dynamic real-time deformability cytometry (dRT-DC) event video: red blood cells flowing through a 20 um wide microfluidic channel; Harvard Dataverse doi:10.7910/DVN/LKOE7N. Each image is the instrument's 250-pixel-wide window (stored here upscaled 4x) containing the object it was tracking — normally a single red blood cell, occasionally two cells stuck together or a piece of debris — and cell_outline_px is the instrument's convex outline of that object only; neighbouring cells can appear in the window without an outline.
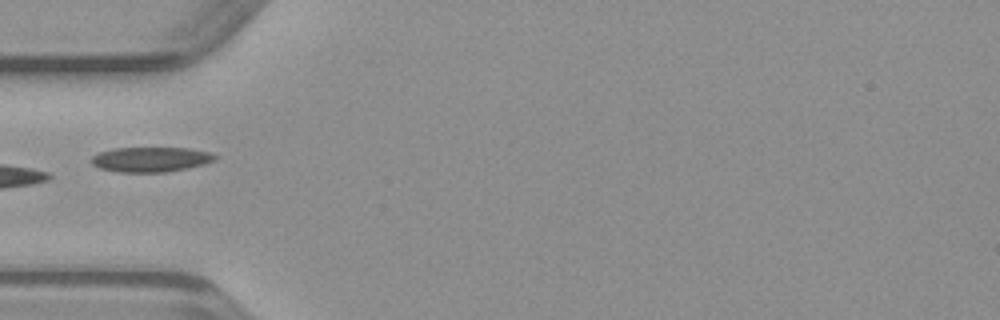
{"species": "common noctule bat (a hibernating species)", "species_latin": "Nyctalus noctula", "temperature_condition": "warm", "stored_images_in_passage": 33, "camera_frame_rate_fps": 3000, "um_per_image_px": 0.085, "animal": {"sex": "male", "body_mass_g": 23.1, "forearm_length_mm": 52.7}, "frame": {"image": 1, "passage_image": 1, "time_ms": 0.0, "image_size_px": [1000, 320], "cell_outline_px": [[220, 156], [216, 160], [204, 164], [164, 172], [120, 172], [100, 168], [92, 164], [92, 156], [100, 152], [112, 148], [188, 148], [208, 152]], "centroid_in_image_um": [12.83, 13.54], "position_along_channel_um": 72.2, "area_um2": 17.8}}